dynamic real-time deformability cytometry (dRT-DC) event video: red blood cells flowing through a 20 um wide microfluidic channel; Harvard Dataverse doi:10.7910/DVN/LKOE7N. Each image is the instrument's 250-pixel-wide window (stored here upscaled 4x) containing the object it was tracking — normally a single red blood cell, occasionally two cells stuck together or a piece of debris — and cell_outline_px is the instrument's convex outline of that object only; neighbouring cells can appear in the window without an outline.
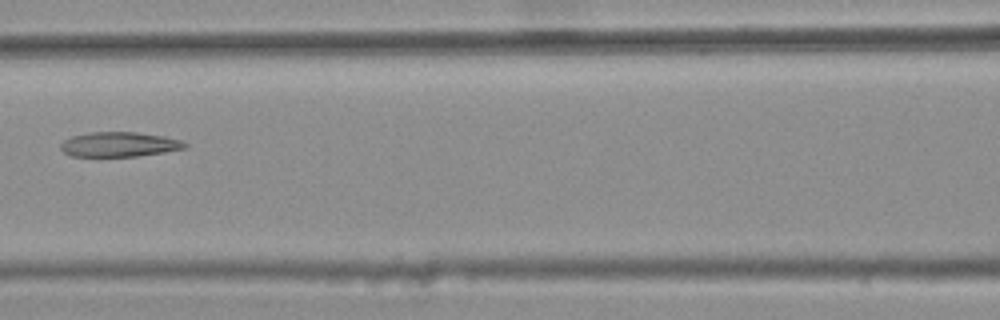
{"species": "common noctule bat (a hibernating species)", "species_latin": "Nyctalus noctula", "temperature_condition": "warm", "stored_images_in_passage": 5, "camera_frame_rate_fps": 3000, "um_per_image_px": 0.085, "animal": {"sex": "female", "body_mass_g": 25.1}, "frame": {"image": 1, "passage_image": 4, "time_ms": 1.0, "image_size_px": [1000, 320], "cell_outline_px": [[188, 148], [140, 156], [72, 156], [64, 152], [60, 148], [60, 144], [64, 140], [72, 136], [88, 132], [136, 132], [164, 136], [180, 140], [188, 144]], "centroid_in_image_um": [10.15, 12.27], "position_along_channel_um": 156.4, "area_um2": 17.98}}
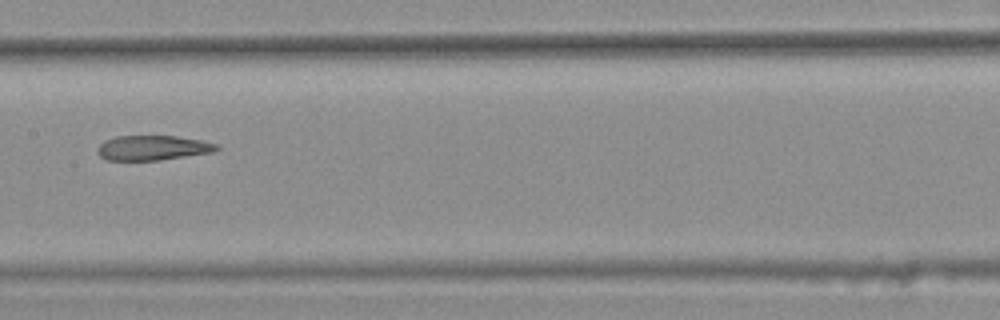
{"frame": {"image": 2, "passage_image": 5, "time_ms": 1.333, "image_size_px": [1000, 320], "cell_outline_px": [[220, 148], [212, 152], [160, 160], [104, 160], [96, 152], [96, 148], [104, 140], [116, 136], [176, 136], [200, 140], [216, 144]], "centroid_in_image_um": [12.92, 12.57], "position_along_channel_um": 194.5, "area_um2": 17.22}}